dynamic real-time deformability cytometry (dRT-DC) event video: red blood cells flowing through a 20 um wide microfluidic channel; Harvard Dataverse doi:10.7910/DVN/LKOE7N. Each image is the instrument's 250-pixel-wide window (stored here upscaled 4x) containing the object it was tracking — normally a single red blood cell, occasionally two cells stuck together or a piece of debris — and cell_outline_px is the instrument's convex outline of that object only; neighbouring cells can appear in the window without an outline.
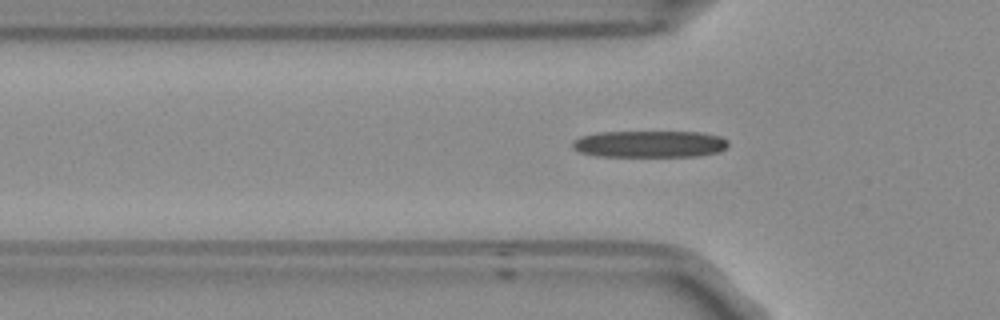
{"species": "Egyptian fruit bat (a non-hibernating species)", "species_latin": "Rousettus aegyptiacus", "temperature_condition": "room temperature", "stored_images_in_passage": 33, "camera_frame_rate_fps": 3000, "um_per_image_px": 0.085, "frame": {"image": 1, "passage_image": 2, "time_ms": 0.333, "image_size_px": [1000, 320], "cell_outline_px": [[728, 148], [720, 152], [696, 156], [596, 156], [580, 152], [572, 148], [572, 140], [580, 136], [600, 132], [704, 132], [720, 136], [728, 140]], "centroid_in_image_um": [55.24, 12.24], "position_along_channel_um": 70.6, "area_um2": 24.57}}
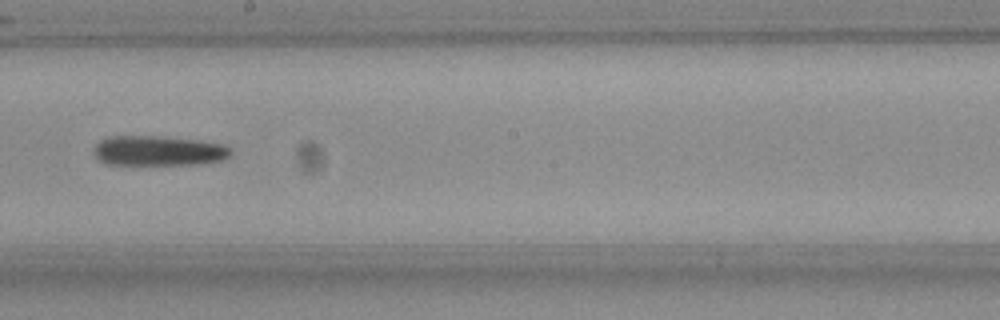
{"frame": {"image": 2, "passage_image": 15, "time_ms": 4.667, "image_size_px": [1000, 320], "cell_outline_px": [[232, 152], [224, 160], [192, 164], [108, 164], [100, 160], [96, 156], [96, 144], [100, 140], [108, 136], [164, 136], [200, 140], [224, 144], [232, 148]], "centroid_in_image_um": [13.53, 12.8], "position_along_channel_um": 234.7, "area_um2": 23.87}}
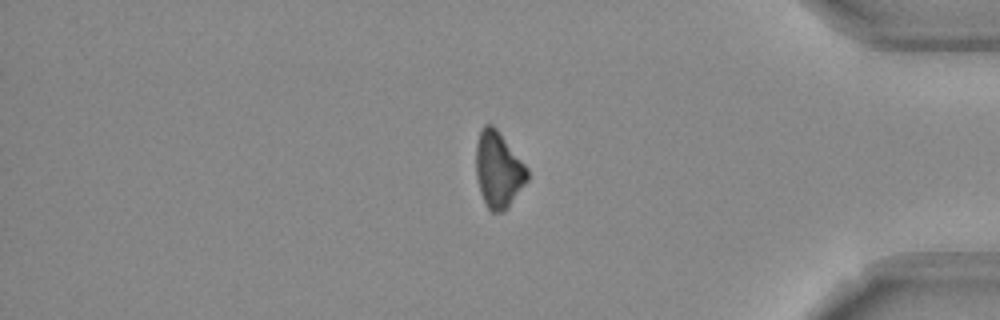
{"frame": {"image": 3, "passage_image": 30, "time_ms": 9.667, "image_size_px": [1000, 320], "cell_outline_px": [[528, 180], [508, 208], [504, 212], [492, 212], [488, 208], [480, 192], [476, 176], [476, 144], [480, 128], [484, 124], [492, 124], [496, 128], [528, 168]], "centroid_in_image_um": [42.35, 14.43], "position_along_channel_um": 392.8, "area_um2": 22.83}}